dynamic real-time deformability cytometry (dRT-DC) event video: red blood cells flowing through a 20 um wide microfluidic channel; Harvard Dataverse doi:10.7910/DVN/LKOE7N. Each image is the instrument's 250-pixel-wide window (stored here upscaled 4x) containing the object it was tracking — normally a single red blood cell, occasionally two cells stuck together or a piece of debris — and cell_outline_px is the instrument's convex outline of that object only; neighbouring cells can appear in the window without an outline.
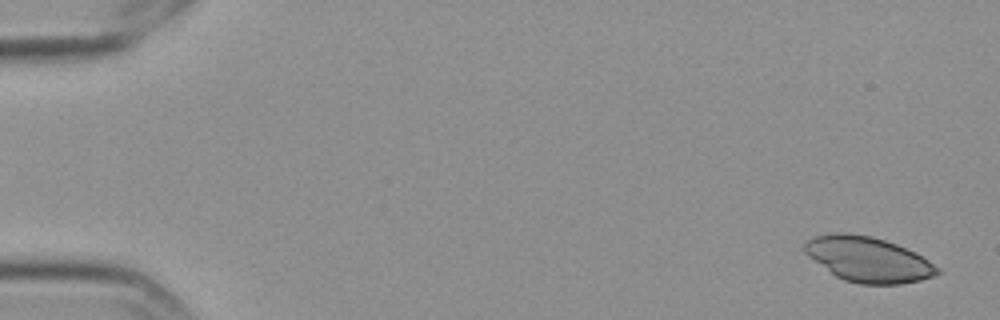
{"species": "Egyptian fruit bat (a non-hibernating species)", "species_latin": "Rousettus aegyptiacus", "temperature_condition": "cold", "stored_images_in_passage": 15, "camera_frame_rate_fps": 3000, "um_per_image_px": 0.085, "frame": {"image": 1, "passage_image": 1, "time_ms": 0.0, "image_size_px": [1000, 320], "cell_outline_px": [[940, 272], [932, 276], [920, 280], [900, 284], [860, 284], [844, 280], [836, 276], [808, 256], [804, 252], [804, 240], [812, 236], [836, 232], [844, 232], [872, 236], [896, 244], [916, 252], [940, 268]], "centroid_in_image_um": [73.77, 22.03], "position_along_channel_um": 11.2, "area_um2": 34.97}}